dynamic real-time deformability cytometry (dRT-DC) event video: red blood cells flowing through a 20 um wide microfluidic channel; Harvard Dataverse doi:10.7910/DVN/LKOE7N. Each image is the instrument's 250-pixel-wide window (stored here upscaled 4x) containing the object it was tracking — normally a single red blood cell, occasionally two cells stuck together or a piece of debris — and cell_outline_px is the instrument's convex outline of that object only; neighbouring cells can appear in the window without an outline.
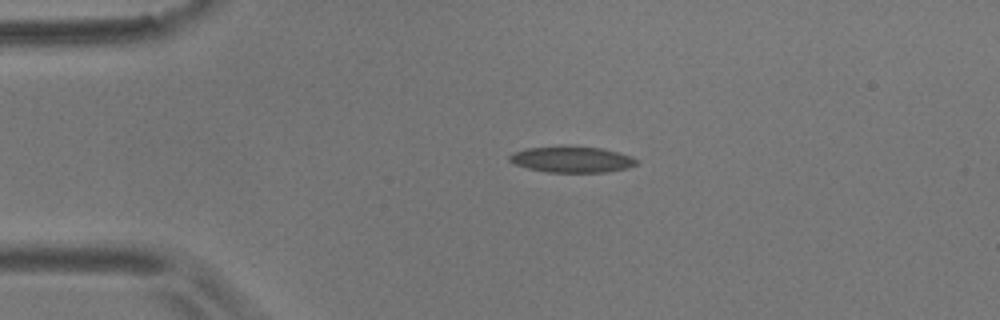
{"species": "common noctule bat (a hibernating species)", "species_latin": "Nyctalus noctula", "temperature_condition": "room temperature", "stored_images_in_passage": 4, "segment_of_instrument_passage": [1, 2], "camera_frame_rate_fps": 3000, "um_per_image_px": 0.085, "animal": {"sex": "male", "body_mass_g": 17.9}, "frame": {"image": 1, "passage_image": 2, "time_ms": 0.333, "image_size_px": [1000, 320], "cell_outline_px": [[636, 164], [628, 168], [604, 172], [548, 172], [528, 168], [516, 164], [508, 160], [508, 156], [512, 152], [528, 148], [604, 148], [632, 156], [636, 160]], "centroid_in_image_um": [48.61, 13.58], "position_along_channel_um": 36.4, "area_um2": 18.61}}